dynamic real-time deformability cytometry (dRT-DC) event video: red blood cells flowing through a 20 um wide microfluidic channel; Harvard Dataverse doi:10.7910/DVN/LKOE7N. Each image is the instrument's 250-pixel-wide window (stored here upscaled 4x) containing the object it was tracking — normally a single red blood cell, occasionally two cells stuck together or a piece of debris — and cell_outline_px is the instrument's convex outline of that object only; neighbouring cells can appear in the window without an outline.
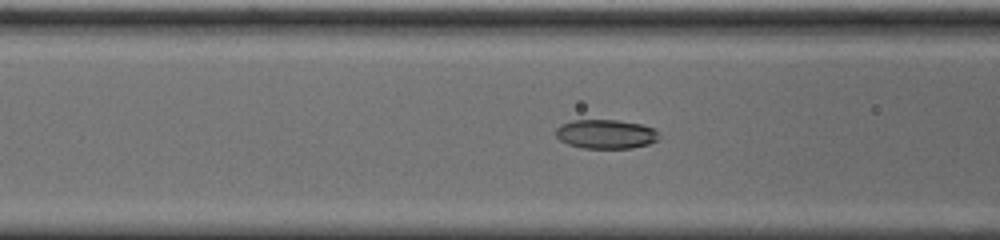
{"species": "common noctule bat (a hibernating species)", "species_latin": "Nyctalus noctula", "temperature_condition": "cold", "stored_images_in_passage": 43, "camera_frame_rate_fps": 3000, "um_per_image_px": 0.085, "animal": {"sex": "male", "body_mass_g": 20.0, "forearm_length_mm": 53.3}, "frame": {"image": 1, "passage_image": 8, "time_ms": 2.333, "image_size_px": [1000, 240], "cell_outline_px": [[660, 136], [656, 140], [648, 144], [632, 148], [584, 148], [568, 144], [560, 140], [556, 136], [556, 128], [560, 124], [572, 120], [616, 120], [640, 124], [656, 128]], "centroid_in_image_um": [51.5, 11.39], "position_along_channel_um": 115.1, "area_um2": 17.57}}
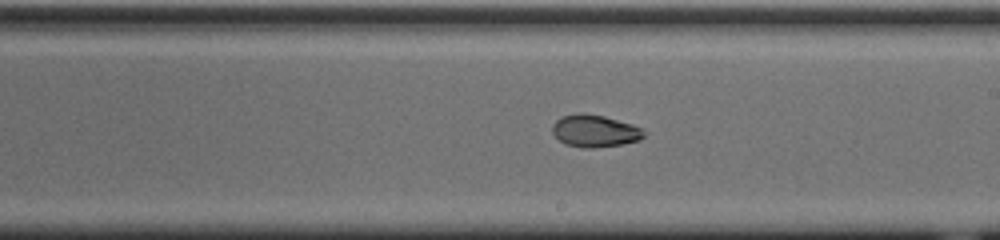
{"frame": {"image": 2, "passage_image": 18, "time_ms": 5.667, "image_size_px": [1000, 240], "cell_outline_px": [[648, 132], [640, 140], [620, 144], [592, 148], [584, 148], [564, 144], [552, 132], [552, 124], [560, 116], [580, 112], [584, 112], [604, 116], [632, 124], [644, 128]], "centroid_in_image_um": [50.57, 11.11], "position_along_channel_um": 238.4, "area_um2": 17.46}}
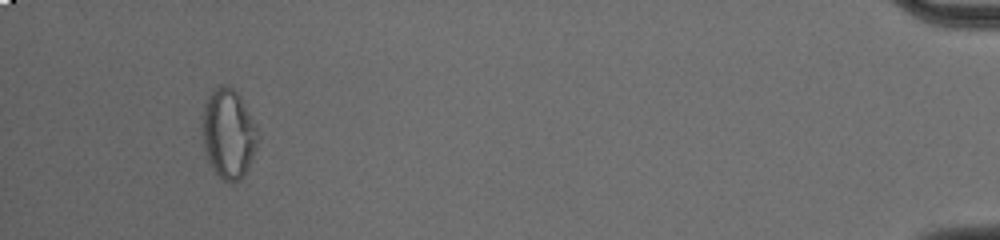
{"frame": {"image": 3, "passage_image": 39, "time_ms": 12.667, "image_size_px": [1000, 240], "cell_outline_px": [[256, 144], [252, 156], [244, 176], [240, 180], [232, 184], [224, 180], [208, 164], [200, 128], [200, 116], [204, 104], [208, 96], [220, 84], [224, 84], [232, 88], [240, 96], [256, 128]], "centroid_in_image_um": [19.34, 11.36], "position_along_channel_um": 415.9, "area_um2": 28.9}, "authors_computed_cell_mechanics": {"area_um2": 18.0914, "velocity_mm_per_s": 3.712, "shape_relaxation_time_tau1_ms": null, "shape_relaxation_time_tau2_ms": 2.3723, "deformation_change_tau1": null, "deformation_change_tau2": 0.0577}}